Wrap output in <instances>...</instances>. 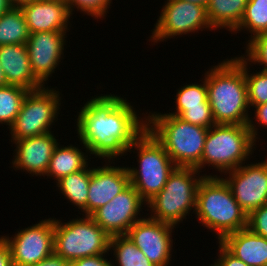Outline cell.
I'll return each instance as SVG.
<instances>
[{
  "label": "cell",
  "instance_id": "1",
  "mask_svg": "<svg viewBox=\"0 0 267 266\" xmlns=\"http://www.w3.org/2000/svg\"><path fill=\"white\" fill-rule=\"evenodd\" d=\"M100 95L80 108L76 118L78 138L89 156L117 162V157L124 155L147 130V118L139 117L126 98L111 93Z\"/></svg>",
  "mask_w": 267,
  "mask_h": 266
},
{
  "label": "cell",
  "instance_id": "2",
  "mask_svg": "<svg viewBox=\"0 0 267 266\" xmlns=\"http://www.w3.org/2000/svg\"><path fill=\"white\" fill-rule=\"evenodd\" d=\"M207 99L215 124L248 125L247 84L243 55L226 59L206 72Z\"/></svg>",
  "mask_w": 267,
  "mask_h": 266
},
{
  "label": "cell",
  "instance_id": "3",
  "mask_svg": "<svg viewBox=\"0 0 267 266\" xmlns=\"http://www.w3.org/2000/svg\"><path fill=\"white\" fill-rule=\"evenodd\" d=\"M196 218L214 231L220 242L226 235L247 227V213L235 200L230 187L220 176H204L196 195Z\"/></svg>",
  "mask_w": 267,
  "mask_h": 266
},
{
  "label": "cell",
  "instance_id": "4",
  "mask_svg": "<svg viewBox=\"0 0 267 266\" xmlns=\"http://www.w3.org/2000/svg\"><path fill=\"white\" fill-rule=\"evenodd\" d=\"M147 115V130L163 146L175 166L196 168L201 162L209 129L171 114L149 112Z\"/></svg>",
  "mask_w": 267,
  "mask_h": 266
},
{
  "label": "cell",
  "instance_id": "5",
  "mask_svg": "<svg viewBox=\"0 0 267 266\" xmlns=\"http://www.w3.org/2000/svg\"><path fill=\"white\" fill-rule=\"evenodd\" d=\"M198 175V176H197ZM204 176L196 168L175 167L164 188L147 203L148 217L156 221L178 226L187 215L195 212L198 185Z\"/></svg>",
  "mask_w": 267,
  "mask_h": 266
},
{
  "label": "cell",
  "instance_id": "6",
  "mask_svg": "<svg viewBox=\"0 0 267 266\" xmlns=\"http://www.w3.org/2000/svg\"><path fill=\"white\" fill-rule=\"evenodd\" d=\"M255 144L248 125L215 124L208 130L201 162L196 169L202 172L208 165L225 177V173L250 160Z\"/></svg>",
  "mask_w": 267,
  "mask_h": 266
},
{
  "label": "cell",
  "instance_id": "7",
  "mask_svg": "<svg viewBox=\"0 0 267 266\" xmlns=\"http://www.w3.org/2000/svg\"><path fill=\"white\" fill-rule=\"evenodd\" d=\"M133 149L138 153L139 168H134V165L132 168L127 167L130 184L147 203L164 188L176 166L163 146L148 130L125 151V155Z\"/></svg>",
  "mask_w": 267,
  "mask_h": 266
},
{
  "label": "cell",
  "instance_id": "8",
  "mask_svg": "<svg viewBox=\"0 0 267 266\" xmlns=\"http://www.w3.org/2000/svg\"><path fill=\"white\" fill-rule=\"evenodd\" d=\"M110 238L91 216L66 223L54 219V253L69 262L101 254L109 256Z\"/></svg>",
  "mask_w": 267,
  "mask_h": 266
},
{
  "label": "cell",
  "instance_id": "9",
  "mask_svg": "<svg viewBox=\"0 0 267 266\" xmlns=\"http://www.w3.org/2000/svg\"><path fill=\"white\" fill-rule=\"evenodd\" d=\"M46 87L26 94L20 112L9 128L11 142L52 132V125L60 114L62 98L58 89L56 91L55 88Z\"/></svg>",
  "mask_w": 267,
  "mask_h": 266
},
{
  "label": "cell",
  "instance_id": "10",
  "mask_svg": "<svg viewBox=\"0 0 267 266\" xmlns=\"http://www.w3.org/2000/svg\"><path fill=\"white\" fill-rule=\"evenodd\" d=\"M149 42H164L168 38L213 30L207 18V9L202 5L183 0H166L157 19Z\"/></svg>",
  "mask_w": 267,
  "mask_h": 266
},
{
  "label": "cell",
  "instance_id": "11",
  "mask_svg": "<svg viewBox=\"0 0 267 266\" xmlns=\"http://www.w3.org/2000/svg\"><path fill=\"white\" fill-rule=\"evenodd\" d=\"M7 242L14 266H30L54 252V217L21 229L13 237L2 236Z\"/></svg>",
  "mask_w": 267,
  "mask_h": 266
},
{
  "label": "cell",
  "instance_id": "12",
  "mask_svg": "<svg viewBox=\"0 0 267 266\" xmlns=\"http://www.w3.org/2000/svg\"><path fill=\"white\" fill-rule=\"evenodd\" d=\"M142 205L146 207V202L129 184L110 202L97 209L91 217L110 237L126 235L134 223L145 217L140 215V211L144 209L141 208Z\"/></svg>",
  "mask_w": 267,
  "mask_h": 266
},
{
  "label": "cell",
  "instance_id": "13",
  "mask_svg": "<svg viewBox=\"0 0 267 266\" xmlns=\"http://www.w3.org/2000/svg\"><path fill=\"white\" fill-rule=\"evenodd\" d=\"M228 174V175H227ZM231 192L247 215L267 204V159L245 165L226 173Z\"/></svg>",
  "mask_w": 267,
  "mask_h": 266
},
{
  "label": "cell",
  "instance_id": "14",
  "mask_svg": "<svg viewBox=\"0 0 267 266\" xmlns=\"http://www.w3.org/2000/svg\"><path fill=\"white\" fill-rule=\"evenodd\" d=\"M174 228L176 227L171 224L156 221L146 215L134 223L126 235L155 266H169Z\"/></svg>",
  "mask_w": 267,
  "mask_h": 266
},
{
  "label": "cell",
  "instance_id": "15",
  "mask_svg": "<svg viewBox=\"0 0 267 266\" xmlns=\"http://www.w3.org/2000/svg\"><path fill=\"white\" fill-rule=\"evenodd\" d=\"M66 33L61 31L30 33L26 43L30 67L44 86L64 56Z\"/></svg>",
  "mask_w": 267,
  "mask_h": 266
},
{
  "label": "cell",
  "instance_id": "16",
  "mask_svg": "<svg viewBox=\"0 0 267 266\" xmlns=\"http://www.w3.org/2000/svg\"><path fill=\"white\" fill-rule=\"evenodd\" d=\"M113 161L115 160L109 159L102 167L94 166L92 169L88 188L87 216H91L97 209L106 205L130 184L127 167L113 166Z\"/></svg>",
  "mask_w": 267,
  "mask_h": 266
},
{
  "label": "cell",
  "instance_id": "17",
  "mask_svg": "<svg viewBox=\"0 0 267 266\" xmlns=\"http://www.w3.org/2000/svg\"><path fill=\"white\" fill-rule=\"evenodd\" d=\"M52 132L12 141L15 144L13 169L23 170L32 176H43L48 170L49 163L58 139ZM18 168V169H17Z\"/></svg>",
  "mask_w": 267,
  "mask_h": 266
},
{
  "label": "cell",
  "instance_id": "18",
  "mask_svg": "<svg viewBox=\"0 0 267 266\" xmlns=\"http://www.w3.org/2000/svg\"><path fill=\"white\" fill-rule=\"evenodd\" d=\"M20 8L30 33L70 29L72 14L65 0H35Z\"/></svg>",
  "mask_w": 267,
  "mask_h": 266
},
{
  "label": "cell",
  "instance_id": "19",
  "mask_svg": "<svg viewBox=\"0 0 267 266\" xmlns=\"http://www.w3.org/2000/svg\"><path fill=\"white\" fill-rule=\"evenodd\" d=\"M0 66L7 85L20 86L29 91L44 86L32 73L26 44L0 46Z\"/></svg>",
  "mask_w": 267,
  "mask_h": 266
},
{
  "label": "cell",
  "instance_id": "20",
  "mask_svg": "<svg viewBox=\"0 0 267 266\" xmlns=\"http://www.w3.org/2000/svg\"><path fill=\"white\" fill-rule=\"evenodd\" d=\"M220 243L248 266H267V238L247 227L226 235Z\"/></svg>",
  "mask_w": 267,
  "mask_h": 266
},
{
  "label": "cell",
  "instance_id": "21",
  "mask_svg": "<svg viewBox=\"0 0 267 266\" xmlns=\"http://www.w3.org/2000/svg\"><path fill=\"white\" fill-rule=\"evenodd\" d=\"M85 152H82L81 149L71 144L65 147L64 145L61 146L59 142L53 151L49 167L45 175L55 179L56 183L61 178L82 170L89 163L88 160L91 159L87 155L89 152L86 150Z\"/></svg>",
  "mask_w": 267,
  "mask_h": 266
},
{
  "label": "cell",
  "instance_id": "22",
  "mask_svg": "<svg viewBox=\"0 0 267 266\" xmlns=\"http://www.w3.org/2000/svg\"><path fill=\"white\" fill-rule=\"evenodd\" d=\"M249 0H210L207 18L213 29H228L231 34L238 27Z\"/></svg>",
  "mask_w": 267,
  "mask_h": 266
},
{
  "label": "cell",
  "instance_id": "23",
  "mask_svg": "<svg viewBox=\"0 0 267 266\" xmlns=\"http://www.w3.org/2000/svg\"><path fill=\"white\" fill-rule=\"evenodd\" d=\"M89 163L77 172L71 173L56 182V187L70 201L72 205L84 212L81 215L87 216L88 188L93 167Z\"/></svg>",
  "mask_w": 267,
  "mask_h": 266
},
{
  "label": "cell",
  "instance_id": "24",
  "mask_svg": "<svg viewBox=\"0 0 267 266\" xmlns=\"http://www.w3.org/2000/svg\"><path fill=\"white\" fill-rule=\"evenodd\" d=\"M30 32L21 8L12 7L0 17V46L26 44Z\"/></svg>",
  "mask_w": 267,
  "mask_h": 266
},
{
  "label": "cell",
  "instance_id": "25",
  "mask_svg": "<svg viewBox=\"0 0 267 266\" xmlns=\"http://www.w3.org/2000/svg\"><path fill=\"white\" fill-rule=\"evenodd\" d=\"M110 251H113L114 262L118 266H155L127 235L112 236L109 242ZM114 262L112 266H115Z\"/></svg>",
  "mask_w": 267,
  "mask_h": 266
},
{
  "label": "cell",
  "instance_id": "26",
  "mask_svg": "<svg viewBox=\"0 0 267 266\" xmlns=\"http://www.w3.org/2000/svg\"><path fill=\"white\" fill-rule=\"evenodd\" d=\"M241 30L251 33L248 42L257 35L267 32V0L248 1L244 15L233 33L237 34Z\"/></svg>",
  "mask_w": 267,
  "mask_h": 266
},
{
  "label": "cell",
  "instance_id": "27",
  "mask_svg": "<svg viewBox=\"0 0 267 266\" xmlns=\"http://www.w3.org/2000/svg\"><path fill=\"white\" fill-rule=\"evenodd\" d=\"M29 90L15 85L0 87V124L8 126L14 123Z\"/></svg>",
  "mask_w": 267,
  "mask_h": 266
},
{
  "label": "cell",
  "instance_id": "28",
  "mask_svg": "<svg viewBox=\"0 0 267 266\" xmlns=\"http://www.w3.org/2000/svg\"><path fill=\"white\" fill-rule=\"evenodd\" d=\"M204 80L200 84L190 83L181 86L177 90L176 100L174 101L176 110L175 112H169L171 114L179 117L186 109L202 107V104H209L207 99V86H206V73L204 74Z\"/></svg>",
  "mask_w": 267,
  "mask_h": 266
},
{
  "label": "cell",
  "instance_id": "29",
  "mask_svg": "<svg viewBox=\"0 0 267 266\" xmlns=\"http://www.w3.org/2000/svg\"><path fill=\"white\" fill-rule=\"evenodd\" d=\"M250 62L243 56V70L247 84L248 103L250 107L267 103V72L250 73Z\"/></svg>",
  "mask_w": 267,
  "mask_h": 266
},
{
  "label": "cell",
  "instance_id": "30",
  "mask_svg": "<svg viewBox=\"0 0 267 266\" xmlns=\"http://www.w3.org/2000/svg\"><path fill=\"white\" fill-rule=\"evenodd\" d=\"M71 14L74 9L83 14L94 17L95 19L105 18L112 0H65ZM106 14V15H105Z\"/></svg>",
  "mask_w": 267,
  "mask_h": 266
},
{
  "label": "cell",
  "instance_id": "31",
  "mask_svg": "<svg viewBox=\"0 0 267 266\" xmlns=\"http://www.w3.org/2000/svg\"><path fill=\"white\" fill-rule=\"evenodd\" d=\"M246 46L243 56L252 64L262 65L261 71L267 72V32L257 35Z\"/></svg>",
  "mask_w": 267,
  "mask_h": 266
},
{
  "label": "cell",
  "instance_id": "32",
  "mask_svg": "<svg viewBox=\"0 0 267 266\" xmlns=\"http://www.w3.org/2000/svg\"><path fill=\"white\" fill-rule=\"evenodd\" d=\"M179 118L185 122L208 129L215 125L210 104H202V107L186 109Z\"/></svg>",
  "mask_w": 267,
  "mask_h": 266
},
{
  "label": "cell",
  "instance_id": "33",
  "mask_svg": "<svg viewBox=\"0 0 267 266\" xmlns=\"http://www.w3.org/2000/svg\"><path fill=\"white\" fill-rule=\"evenodd\" d=\"M247 228L267 238V204L252 210L247 216Z\"/></svg>",
  "mask_w": 267,
  "mask_h": 266
},
{
  "label": "cell",
  "instance_id": "34",
  "mask_svg": "<svg viewBox=\"0 0 267 266\" xmlns=\"http://www.w3.org/2000/svg\"><path fill=\"white\" fill-rule=\"evenodd\" d=\"M254 121H256L255 123L253 122L252 117H250L249 122H248V128L251 132V135L254 139L255 142H257V139H259L257 136H259V132H258V128L259 126L262 125V127H266L267 128V103L264 104H260V105H256L254 106ZM256 117V118H255ZM256 124V125H255ZM258 124V126H257Z\"/></svg>",
  "mask_w": 267,
  "mask_h": 266
},
{
  "label": "cell",
  "instance_id": "35",
  "mask_svg": "<svg viewBox=\"0 0 267 266\" xmlns=\"http://www.w3.org/2000/svg\"><path fill=\"white\" fill-rule=\"evenodd\" d=\"M218 259H215L214 264L210 266H248L242 260L231 254L220 242Z\"/></svg>",
  "mask_w": 267,
  "mask_h": 266
},
{
  "label": "cell",
  "instance_id": "36",
  "mask_svg": "<svg viewBox=\"0 0 267 266\" xmlns=\"http://www.w3.org/2000/svg\"><path fill=\"white\" fill-rule=\"evenodd\" d=\"M107 254L88 256L70 262V266H112L111 259L105 258Z\"/></svg>",
  "mask_w": 267,
  "mask_h": 266
},
{
  "label": "cell",
  "instance_id": "37",
  "mask_svg": "<svg viewBox=\"0 0 267 266\" xmlns=\"http://www.w3.org/2000/svg\"><path fill=\"white\" fill-rule=\"evenodd\" d=\"M30 266H70V262L53 252L47 258Z\"/></svg>",
  "mask_w": 267,
  "mask_h": 266
},
{
  "label": "cell",
  "instance_id": "38",
  "mask_svg": "<svg viewBox=\"0 0 267 266\" xmlns=\"http://www.w3.org/2000/svg\"><path fill=\"white\" fill-rule=\"evenodd\" d=\"M0 266H14L10 248L2 236H0Z\"/></svg>",
  "mask_w": 267,
  "mask_h": 266
},
{
  "label": "cell",
  "instance_id": "39",
  "mask_svg": "<svg viewBox=\"0 0 267 266\" xmlns=\"http://www.w3.org/2000/svg\"><path fill=\"white\" fill-rule=\"evenodd\" d=\"M12 8L9 0H0V17Z\"/></svg>",
  "mask_w": 267,
  "mask_h": 266
},
{
  "label": "cell",
  "instance_id": "40",
  "mask_svg": "<svg viewBox=\"0 0 267 266\" xmlns=\"http://www.w3.org/2000/svg\"><path fill=\"white\" fill-rule=\"evenodd\" d=\"M35 0H9L12 7H22L23 5L29 4L30 2H33Z\"/></svg>",
  "mask_w": 267,
  "mask_h": 266
},
{
  "label": "cell",
  "instance_id": "41",
  "mask_svg": "<svg viewBox=\"0 0 267 266\" xmlns=\"http://www.w3.org/2000/svg\"><path fill=\"white\" fill-rule=\"evenodd\" d=\"M183 1L192 2L194 4L202 5L207 8L210 0H183Z\"/></svg>",
  "mask_w": 267,
  "mask_h": 266
},
{
  "label": "cell",
  "instance_id": "42",
  "mask_svg": "<svg viewBox=\"0 0 267 266\" xmlns=\"http://www.w3.org/2000/svg\"><path fill=\"white\" fill-rule=\"evenodd\" d=\"M5 85H7L6 84V79H5V76L3 74V70H2V68L0 66V87L5 86Z\"/></svg>",
  "mask_w": 267,
  "mask_h": 266
}]
</instances>
